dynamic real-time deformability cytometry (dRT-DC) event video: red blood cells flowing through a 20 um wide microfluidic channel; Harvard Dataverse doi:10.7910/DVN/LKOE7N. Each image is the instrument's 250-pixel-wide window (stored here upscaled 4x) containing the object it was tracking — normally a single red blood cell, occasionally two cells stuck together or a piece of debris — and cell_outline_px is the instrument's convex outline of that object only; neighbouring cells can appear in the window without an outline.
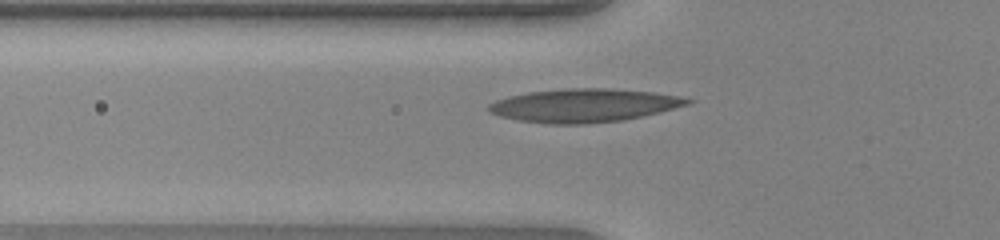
{"species": "human", "species_latin": "Homo sapiens", "temperature_condition": "warm", "stored_images_in_passage": 39, "camera_frame_rate_fps": 3000, "um_per_image_px": 0.085, "donor": {"sex": "female"}, "frame": {"image": 1, "passage_image": 9, "time_ms": 2.667, "image_size_px": [1000, 240], "cell_outline_px": [[696, 100], [692, 104], [644, 116], [624, 120], [588, 124], [548, 124], [516, 120], [500, 116], [488, 112], [488, 104], [496, 100], [508, 96], [528, 92], [564, 88], [612, 88], [652, 92], [680, 96]], "centroid_in_image_um": [49.66, 8.96], "position_along_channel_um": 76.1, "area_um2": 39.19}}
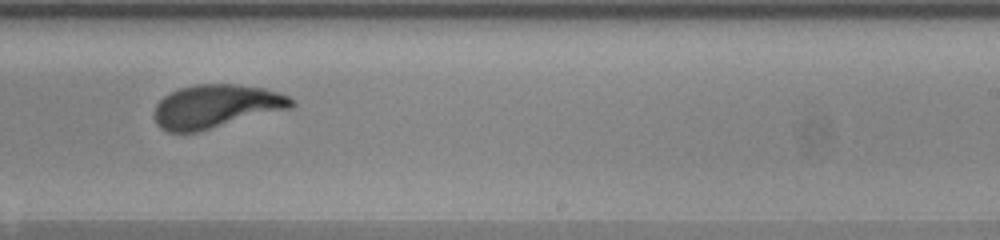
{"frame": {"image": 2, "passage_image": 23, "time_ms": 7.333, "image_size_px": [1000, 240], "cell_outline_px": [[296, 104], [292, 108], [196, 132], [168, 132], [160, 128], [156, 124], [152, 116], [152, 112], [156, 104], [164, 96], [180, 88], [196, 84], [236, 84], [264, 88], [288, 96], [296, 100]], "centroid_in_image_um": [18.34, 9.04], "position_along_channel_um": 270.7, "area_um2": 34.85}}
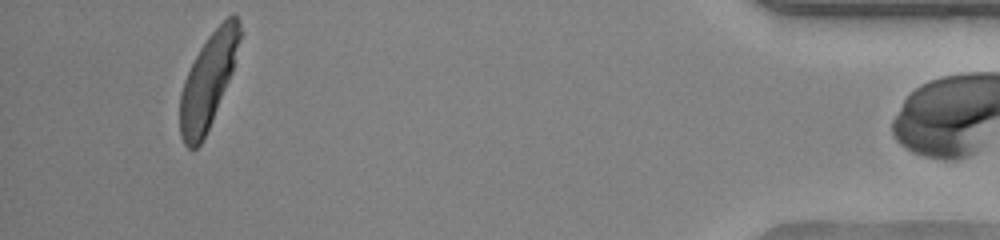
{"frame": {"image": 3, "passage_image": 38, "time_ms": 12.333, "image_size_px": [1000, 240], "cell_outline_px": [[244, 32], [232, 72], [212, 120], [200, 144], [196, 148], [188, 148], [184, 144], [180, 136], [180, 92], [184, 80], [200, 48], [208, 36], [232, 12], [240, 20]], "centroid_in_image_um": [17.72, 6.81], "position_along_channel_um": 417.5, "area_um2": 32.71}}